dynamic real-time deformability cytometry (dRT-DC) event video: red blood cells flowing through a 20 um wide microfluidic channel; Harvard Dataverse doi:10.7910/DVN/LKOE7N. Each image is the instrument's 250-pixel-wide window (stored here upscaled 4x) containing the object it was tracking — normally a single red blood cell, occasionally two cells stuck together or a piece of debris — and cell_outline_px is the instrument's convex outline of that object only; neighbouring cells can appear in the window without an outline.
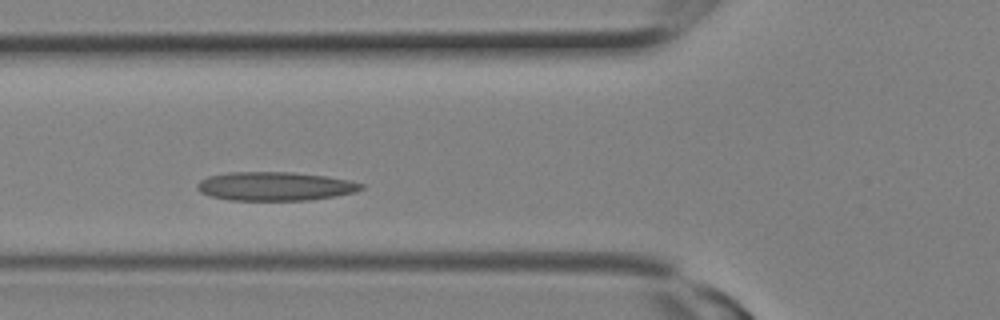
{"species": "Egyptian fruit bat (a non-hibernating species)", "species_latin": "Rousettus aegyptiacus", "temperature_condition": "room temperature", "stored_images_in_passage": 10, "camera_frame_rate_fps": 3000, "um_per_image_px": 0.085, "animal": {"sex": "female"}, "frame": {"image": 1, "passage_image": 4, "time_ms": 1.0, "image_size_px": [1000, 320], "cell_outline_px": [[364, 188], [356, 192], [336, 196], [308, 200], [228, 200], [212, 196], [200, 192], [196, 188], [196, 184], [200, 180], [208, 176], [228, 172], [292, 172], [324, 176], [348, 180], [364, 184]], "centroid_in_image_um": [23.36, 15.83], "position_along_channel_um": 102.4, "area_um2": 27.51}}
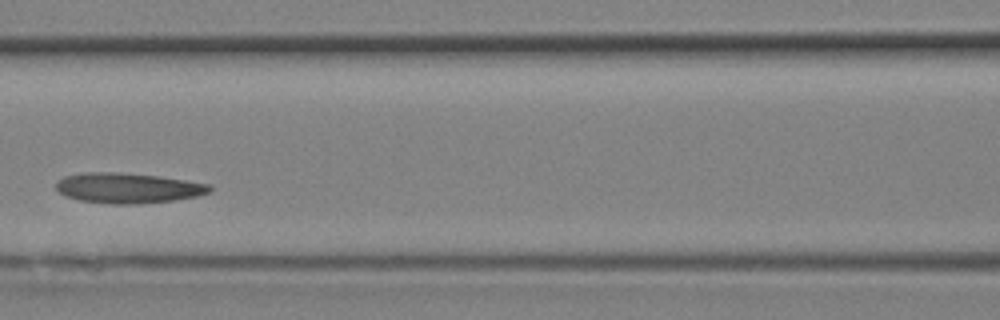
{"frame": {"image": 2, "passage_image": 6, "time_ms": 1.667, "image_size_px": [1000, 320], "cell_outline_px": [[212, 188], [208, 192], [196, 196], [172, 200], [136, 204], [112, 204], [80, 200], [64, 196], [56, 188], [56, 180], [64, 176], [84, 172], [120, 172], [156, 176], [184, 180], [208, 184]], "centroid_in_image_um": [10.8, 15.97], "position_along_channel_um": 155.8, "area_um2": 26.88}}
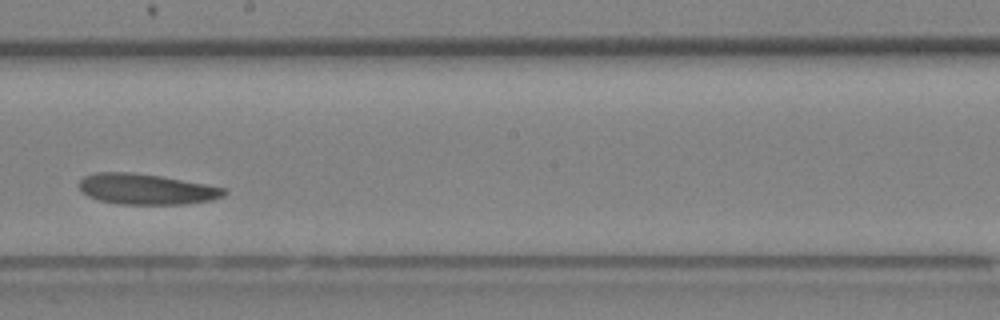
{"frame": {"image": 3, "passage_image": 9, "time_ms": 2.667, "image_size_px": [1000, 320], "cell_outline_px": [[228, 192], [224, 196], [212, 200], [184, 204], [116, 204], [100, 200], [88, 196], [80, 192], [76, 184], [84, 176], [96, 172], [132, 172], [160, 176], [204, 184], [224, 188]], "centroid_in_image_um": [12.37, 16.08], "position_along_channel_um": 235.8, "area_um2": 26.01}}